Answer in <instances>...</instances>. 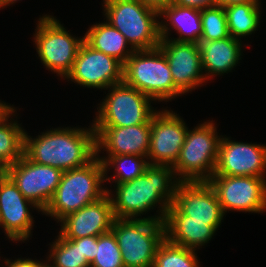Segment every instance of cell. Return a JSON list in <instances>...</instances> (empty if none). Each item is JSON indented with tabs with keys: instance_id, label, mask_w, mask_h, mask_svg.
<instances>
[{
	"instance_id": "1",
	"label": "cell",
	"mask_w": 266,
	"mask_h": 267,
	"mask_svg": "<svg viewBox=\"0 0 266 267\" xmlns=\"http://www.w3.org/2000/svg\"><path fill=\"white\" fill-rule=\"evenodd\" d=\"M178 183L172 166L149 164L142 175L132 181L116 184L115 195L107 190L114 217L136 219L160 204L159 221H163L173 203Z\"/></svg>"
},
{
	"instance_id": "2",
	"label": "cell",
	"mask_w": 266,
	"mask_h": 267,
	"mask_svg": "<svg viewBox=\"0 0 266 267\" xmlns=\"http://www.w3.org/2000/svg\"><path fill=\"white\" fill-rule=\"evenodd\" d=\"M90 128H56L31 138L25 131L24 155L63 172L81 167L96 156V133Z\"/></svg>"
},
{
	"instance_id": "3",
	"label": "cell",
	"mask_w": 266,
	"mask_h": 267,
	"mask_svg": "<svg viewBox=\"0 0 266 267\" xmlns=\"http://www.w3.org/2000/svg\"><path fill=\"white\" fill-rule=\"evenodd\" d=\"M104 181V166L98 155L81 167L64 171L51 201L42 213L59 222L104 197L108 190L102 187Z\"/></svg>"
},
{
	"instance_id": "4",
	"label": "cell",
	"mask_w": 266,
	"mask_h": 267,
	"mask_svg": "<svg viewBox=\"0 0 266 267\" xmlns=\"http://www.w3.org/2000/svg\"><path fill=\"white\" fill-rule=\"evenodd\" d=\"M106 20L120 31L134 50L159 46V12L140 0H103Z\"/></svg>"
},
{
	"instance_id": "5",
	"label": "cell",
	"mask_w": 266,
	"mask_h": 267,
	"mask_svg": "<svg viewBox=\"0 0 266 267\" xmlns=\"http://www.w3.org/2000/svg\"><path fill=\"white\" fill-rule=\"evenodd\" d=\"M123 82L154 101L168 102L183 94L175 86L167 58L159 47L135 50L123 65Z\"/></svg>"
},
{
	"instance_id": "6",
	"label": "cell",
	"mask_w": 266,
	"mask_h": 267,
	"mask_svg": "<svg viewBox=\"0 0 266 267\" xmlns=\"http://www.w3.org/2000/svg\"><path fill=\"white\" fill-rule=\"evenodd\" d=\"M111 231L121 251L124 267H153L158 245L164 240L159 216L115 218Z\"/></svg>"
},
{
	"instance_id": "7",
	"label": "cell",
	"mask_w": 266,
	"mask_h": 267,
	"mask_svg": "<svg viewBox=\"0 0 266 267\" xmlns=\"http://www.w3.org/2000/svg\"><path fill=\"white\" fill-rule=\"evenodd\" d=\"M212 121L186 133L178 160L173 166L179 182L209 181L214 175L221 136Z\"/></svg>"
},
{
	"instance_id": "8",
	"label": "cell",
	"mask_w": 266,
	"mask_h": 267,
	"mask_svg": "<svg viewBox=\"0 0 266 267\" xmlns=\"http://www.w3.org/2000/svg\"><path fill=\"white\" fill-rule=\"evenodd\" d=\"M109 88L110 93L100 104L93 127H130L151 123L157 112L151 107L152 98L124 82Z\"/></svg>"
},
{
	"instance_id": "9",
	"label": "cell",
	"mask_w": 266,
	"mask_h": 267,
	"mask_svg": "<svg viewBox=\"0 0 266 267\" xmlns=\"http://www.w3.org/2000/svg\"><path fill=\"white\" fill-rule=\"evenodd\" d=\"M64 26L51 15L39 18L34 34L38 57L46 68L66 78L70 73L83 38L72 37Z\"/></svg>"
},
{
	"instance_id": "10",
	"label": "cell",
	"mask_w": 266,
	"mask_h": 267,
	"mask_svg": "<svg viewBox=\"0 0 266 267\" xmlns=\"http://www.w3.org/2000/svg\"><path fill=\"white\" fill-rule=\"evenodd\" d=\"M208 182L214 188L224 214L231 210L252 213L265 212V178L213 175Z\"/></svg>"
},
{
	"instance_id": "11",
	"label": "cell",
	"mask_w": 266,
	"mask_h": 267,
	"mask_svg": "<svg viewBox=\"0 0 266 267\" xmlns=\"http://www.w3.org/2000/svg\"><path fill=\"white\" fill-rule=\"evenodd\" d=\"M62 173L60 169L30 161L25 155L15 164L6 167V175L24 197L32 201L42 212L51 201Z\"/></svg>"
},
{
	"instance_id": "12",
	"label": "cell",
	"mask_w": 266,
	"mask_h": 267,
	"mask_svg": "<svg viewBox=\"0 0 266 267\" xmlns=\"http://www.w3.org/2000/svg\"><path fill=\"white\" fill-rule=\"evenodd\" d=\"M64 79L88 88L108 89L123 82V64L116 58L93 49L84 41L70 73Z\"/></svg>"
},
{
	"instance_id": "13",
	"label": "cell",
	"mask_w": 266,
	"mask_h": 267,
	"mask_svg": "<svg viewBox=\"0 0 266 267\" xmlns=\"http://www.w3.org/2000/svg\"><path fill=\"white\" fill-rule=\"evenodd\" d=\"M188 127L173 111L162 110L151 118L149 164L174 166L179 158Z\"/></svg>"
},
{
	"instance_id": "14",
	"label": "cell",
	"mask_w": 266,
	"mask_h": 267,
	"mask_svg": "<svg viewBox=\"0 0 266 267\" xmlns=\"http://www.w3.org/2000/svg\"><path fill=\"white\" fill-rule=\"evenodd\" d=\"M265 173L266 146L264 144L236 142L221 137L214 175L265 178Z\"/></svg>"
},
{
	"instance_id": "15",
	"label": "cell",
	"mask_w": 266,
	"mask_h": 267,
	"mask_svg": "<svg viewBox=\"0 0 266 267\" xmlns=\"http://www.w3.org/2000/svg\"><path fill=\"white\" fill-rule=\"evenodd\" d=\"M172 204L189 220L208 221L216 230L225 215L208 181L179 182Z\"/></svg>"
},
{
	"instance_id": "16",
	"label": "cell",
	"mask_w": 266,
	"mask_h": 267,
	"mask_svg": "<svg viewBox=\"0 0 266 267\" xmlns=\"http://www.w3.org/2000/svg\"><path fill=\"white\" fill-rule=\"evenodd\" d=\"M169 63L175 86L183 93L202 85L203 74L199 44L161 39L159 46Z\"/></svg>"
},
{
	"instance_id": "17",
	"label": "cell",
	"mask_w": 266,
	"mask_h": 267,
	"mask_svg": "<svg viewBox=\"0 0 266 267\" xmlns=\"http://www.w3.org/2000/svg\"><path fill=\"white\" fill-rule=\"evenodd\" d=\"M32 206L41 211L7 175L0 180V226L11 241L24 242L32 236L34 219L29 211Z\"/></svg>"
},
{
	"instance_id": "18",
	"label": "cell",
	"mask_w": 266,
	"mask_h": 267,
	"mask_svg": "<svg viewBox=\"0 0 266 267\" xmlns=\"http://www.w3.org/2000/svg\"><path fill=\"white\" fill-rule=\"evenodd\" d=\"M114 220L112 202L107 193L99 200L62 218L59 234L67 239L99 236L111 231Z\"/></svg>"
},
{
	"instance_id": "19",
	"label": "cell",
	"mask_w": 266,
	"mask_h": 267,
	"mask_svg": "<svg viewBox=\"0 0 266 267\" xmlns=\"http://www.w3.org/2000/svg\"><path fill=\"white\" fill-rule=\"evenodd\" d=\"M96 133V155H137L147 157L150 148L151 123L130 127H93Z\"/></svg>"
},
{
	"instance_id": "20",
	"label": "cell",
	"mask_w": 266,
	"mask_h": 267,
	"mask_svg": "<svg viewBox=\"0 0 266 267\" xmlns=\"http://www.w3.org/2000/svg\"><path fill=\"white\" fill-rule=\"evenodd\" d=\"M165 239L172 244L196 250L205 245L216 233L208 221L189 220L171 204L163 219Z\"/></svg>"
},
{
	"instance_id": "21",
	"label": "cell",
	"mask_w": 266,
	"mask_h": 267,
	"mask_svg": "<svg viewBox=\"0 0 266 267\" xmlns=\"http://www.w3.org/2000/svg\"><path fill=\"white\" fill-rule=\"evenodd\" d=\"M198 44L206 79L230 72L241 59V40L232 36L214 41L200 40Z\"/></svg>"
},
{
	"instance_id": "22",
	"label": "cell",
	"mask_w": 266,
	"mask_h": 267,
	"mask_svg": "<svg viewBox=\"0 0 266 267\" xmlns=\"http://www.w3.org/2000/svg\"><path fill=\"white\" fill-rule=\"evenodd\" d=\"M159 15L160 18L163 16L162 18L167 20V22H160L161 39H168V32L170 31L169 29L173 28L178 32L179 37L174 39L171 38L170 40L178 42H192L197 44L199 43L202 35L200 9L193 7H182L173 2L169 6L164 7L159 12ZM168 22L170 25L167 24Z\"/></svg>"
},
{
	"instance_id": "23",
	"label": "cell",
	"mask_w": 266,
	"mask_h": 267,
	"mask_svg": "<svg viewBox=\"0 0 266 267\" xmlns=\"http://www.w3.org/2000/svg\"><path fill=\"white\" fill-rule=\"evenodd\" d=\"M84 41L93 49L116 58L123 65L135 51L124 35L107 20L92 25L84 35Z\"/></svg>"
},
{
	"instance_id": "24",
	"label": "cell",
	"mask_w": 266,
	"mask_h": 267,
	"mask_svg": "<svg viewBox=\"0 0 266 267\" xmlns=\"http://www.w3.org/2000/svg\"><path fill=\"white\" fill-rule=\"evenodd\" d=\"M260 2L230 4L224 8L230 36L241 40L255 32L260 25Z\"/></svg>"
},
{
	"instance_id": "25",
	"label": "cell",
	"mask_w": 266,
	"mask_h": 267,
	"mask_svg": "<svg viewBox=\"0 0 266 267\" xmlns=\"http://www.w3.org/2000/svg\"><path fill=\"white\" fill-rule=\"evenodd\" d=\"M15 111L13 108L0 120V162L6 167L15 164L24 156L25 130L17 121L8 120L11 115L15 116Z\"/></svg>"
},
{
	"instance_id": "26",
	"label": "cell",
	"mask_w": 266,
	"mask_h": 267,
	"mask_svg": "<svg viewBox=\"0 0 266 267\" xmlns=\"http://www.w3.org/2000/svg\"><path fill=\"white\" fill-rule=\"evenodd\" d=\"M98 159L104 166L105 181L110 180V177H107V171L112 167L116 170L115 174H113V182H115V184L132 181L142 175L145 172L146 167L149 165L147 157L137 155H116L107 156L106 158H101L99 155Z\"/></svg>"
},
{
	"instance_id": "27",
	"label": "cell",
	"mask_w": 266,
	"mask_h": 267,
	"mask_svg": "<svg viewBox=\"0 0 266 267\" xmlns=\"http://www.w3.org/2000/svg\"><path fill=\"white\" fill-rule=\"evenodd\" d=\"M57 237L50 245V256L47 257L53 265L48 263L47 267H90L81 251V238L67 239L60 234Z\"/></svg>"
},
{
	"instance_id": "28",
	"label": "cell",
	"mask_w": 266,
	"mask_h": 267,
	"mask_svg": "<svg viewBox=\"0 0 266 267\" xmlns=\"http://www.w3.org/2000/svg\"><path fill=\"white\" fill-rule=\"evenodd\" d=\"M153 267H199L195 250L170 243L165 238L158 245Z\"/></svg>"
},
{
	"instance_id": "29",
	"label": "cell",
	"mask_w": 266,
	"mask_h": 267,
	"mask_svg": "<svg viewBox=\"0 0 266 267\" xmlns=\"http://www.w3.org/2000/svg\"><path fill=\"white\" fill-rule=\"evenodd\" d=\"M202 35L200 40L214 41L230 36L226 14L222 6H212L201 10Z\"/></svg>"
},
{
	"instance_id": "30",
	"label": "cell",
	"mask_w": 266,
	"mask_h": 267,
	"mask_svg": "<svg viewBox=\"0 0 266 267\" xmlns=\"http://www.w3.org/2000/svg\"><path fill=\"white\" fill-rule=\"evenodd\" d=\"M90 267H124L121 251L112 231L98 236L95 259Z\"/></svg>"
},
{
	"instance_id": "31",
	"label": "cell",
	"mask_w": 266,
	"mask_h": 267,
	"mask_svg": "<svg viewBox=\"0 0 266 267\" xmlns=\"http://www.w3.org/2000/svg\"><path fill=\"white\" fill-rule=\"evenodd\" d=\"M96 246H98V236H87L81 238V251L91 264L95 259Z\"/></svg>"
},
{
	"instance_id": "32",
	"label": "cell",
	"mask_w": 266,
	"mask_h": 267,
	"mask_svg": "<svg viewBox=\"0 0 266 267\" xmlns=\"http://www.w3.org/2000/svg\"><path fill=\"white\" fill-rule=\"evenodd\" d=\"M48 262H40L36 260H32L30 258L24 259V258H18L12 262V260L6 259L4 263L7 267H47Z\"/></svg>"
},
{
	"instance_id": "33",
	"label": "cell",
	"mask_w": 266,
	"mask_h": 267,
	"mask_svg": "<svg viewBox=\"0 0 266 267\" xmlns=\"http://www.w3.org/2000/svg\"><path fill=\"white\" fill-rule=\"evenodd\" d=\"M174 2L182 7H193L200 10L216 5V0H174Z\"/></svg>"
},
{
	"instance_id": "34",
	"label": "cell",
	"mask_w": 266,
	"mask_h": 267,
	"mask_svg": "<svg viewBox=\"0 0 266 267\" xmlns=\"http://www.w3.org/2000/svg\"><path fill=\"white\" fill-rule=\"evenodd\" d=\"M146 6L151 7L160 12L164 7L169 6L174 0H140Z\"/></svg>"
},
{
	"instance_id": "35",
	"label": "cell",
	"mask_w": 266,
	"mask_h": 267,
	"mask_svg": "<svg viewBox=\"0 0 266 267\" xmlns=\"http://www.w3.org/2000/svg\"><path fill=\"white\" fill-rule=\"evenodd\" d=\"M260 2L259 0H216V5L225 7L230 4Z\"/></svg>"
},
{
	"instance_id": "36",
	"label": "cell",
	"mask_w": 266,
	"mask_h": 267,
	"mask_svg": "<svg viewBox=\"0 0 266 267\" xmlns=\"http://www.w3.org/2000/svg\"><path fill=\"white\" fill-rule=\"evenodd\" d=\"M0 101V120H2L14 107Z\"/></svg>"
},
{
	"instance_id": "37",
	"label": "cell",
	"mask_w": 266,
	"mask_h": 267,
	"mask_svg": "<svg viewBox=\"0 0 266 267\" xmlns=\"http://www.w3.org/2000/svg\"><path fill=\"white\" fill-rule=\"evenodd\" d=\"M19 0H0V8H4L5 6H8L10 4H13L14 2H17Z\"/></svg>"
},
{
	"instance_id": "38",
	"label": "cell",
	"mask_w": 266,
	"mask_h": 267,
	"mask_svg": "<svg viewBox=\"0 0 266 267\" xmlns=\"http://www.w3.org/2000/svg\"><path fill=\"white\" fill-rule=\"evenodd\" d=\"M6 175V166L0 162V180Z\"/></svg>"
}]
</instances>
